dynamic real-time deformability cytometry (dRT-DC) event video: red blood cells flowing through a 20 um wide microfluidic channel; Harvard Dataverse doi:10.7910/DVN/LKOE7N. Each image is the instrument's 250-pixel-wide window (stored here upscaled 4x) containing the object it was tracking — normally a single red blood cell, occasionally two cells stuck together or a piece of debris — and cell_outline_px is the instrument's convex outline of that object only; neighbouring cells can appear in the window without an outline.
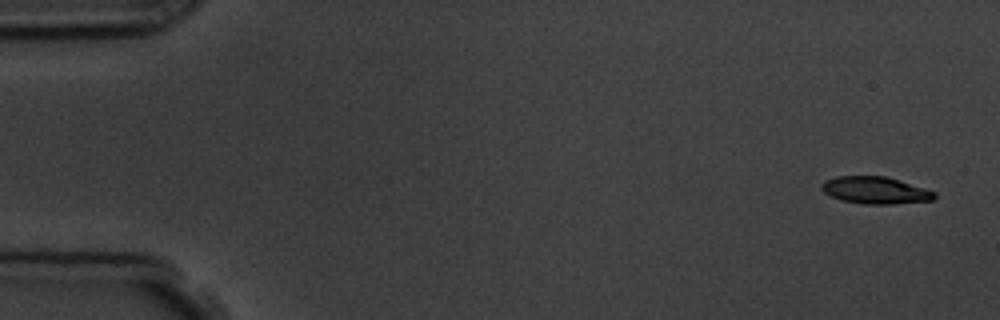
{"species": "common noctule bat (a hibernating species)", "species_latin": "Nyctalus noctula", "temperature_condition": "room temperature", "stored_images_in_passage": 6, "camera_frame_rate_fps": 3000, "um_per_image_px": 0.085, "animal": {"sex": "male", "body_mass_g": 19.5, "forearm_length_mm": 54.6}, "frame": {"image": 1, "passage_image": 1, "time_ms": 0.0, "image_size_px": [1000, 320], "cell_outline_px": [[936, 196], [932, 200], [896, 204], [864, 204], [840, 200], [824, 192], [820, 188], [820, 184], [824, 180], [836, 176], [884, 176], [924, 188], [936, 192]], "centroid_in_image_um": [74.36, 16.18], "position_along_channel_um": 10.6, "area_um2": 17.8}}